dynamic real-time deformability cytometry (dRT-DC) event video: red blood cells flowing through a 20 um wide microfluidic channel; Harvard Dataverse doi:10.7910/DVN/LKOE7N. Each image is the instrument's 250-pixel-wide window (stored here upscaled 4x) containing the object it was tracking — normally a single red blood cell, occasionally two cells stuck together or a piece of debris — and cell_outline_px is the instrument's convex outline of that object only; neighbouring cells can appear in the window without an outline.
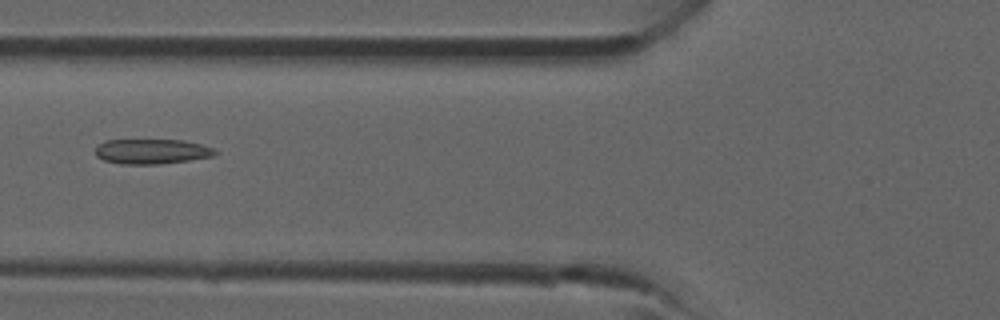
{"species": "common noctule bat (a hibernating species)", "species_latin": "Nyctalus noctula", "temperature_condition": "room temperature", "stored_images_in_passage": 27, "camera_frame_rate_fps": 3000, "um_per_image_px": 0.085, "animal": {"sex": "male", "forearm_length_mm": 52.5}, "frame": {"image": 1, "passage_image": 3, "time_ms": 0.667, "image_size_px": [1000, 320], "cell_outline_px": [[220, 152], [212, 156], [188, 160], [160, 164], [120, 164], [104, 160], [96, 156], [96, 148], [104, 140], [184, 140], [204, 144]], "centroid_in_image_um": [12.92, 12.87], "position_along_channel_um": 112.9, "area_um2": 17.46}}
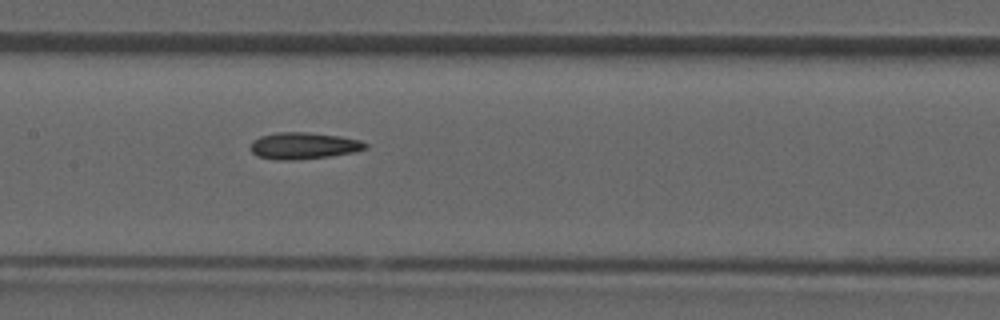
{"frame": {"image": 2, "passage_image": 7, "time_ms": 2.0, "image_size_px": [1000, 320], "cell_outline_px": [[368, 148], [352, 152], [328, 156], [296, 160], [280, 160], [256, 156], [252, 152], [252, 140], [260, 136], [276, 132], [308, 132], [340, 136], [360, 140], [368, 144]], "centroid_in_image_um": [25.8, 12.38], "position_along_channel_um": 181.6, "area_um2": 17.8}}
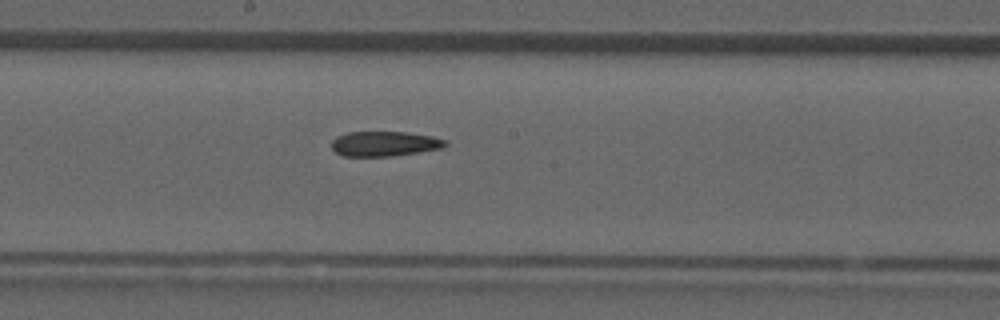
{"frame": {"image": 3, "passage_image": 9, "time_ms": 2.667, "image_size_px": [1000, 320], "cell_outline_px": [[448, 144], [444, 148], [392, 156], [344, 156], [336, 152], [332, 148], [332, 140], [336, 136], [348, 132], [408, 132], [432, 136], [444, 140]], "centroid_in_image_um": [32.68, 12.21], "position_along_channel_um": 215.5, "area_um2": 16.53}}